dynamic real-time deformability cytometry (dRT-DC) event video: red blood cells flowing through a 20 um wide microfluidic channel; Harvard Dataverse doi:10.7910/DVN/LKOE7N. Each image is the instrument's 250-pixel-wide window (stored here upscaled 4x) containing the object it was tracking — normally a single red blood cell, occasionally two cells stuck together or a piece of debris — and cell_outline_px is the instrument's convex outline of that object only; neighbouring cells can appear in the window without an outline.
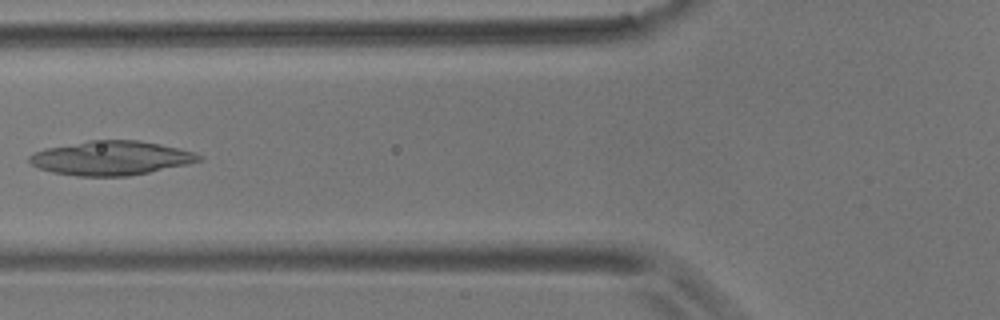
{"species": "common noctule bat (a hibernating species)", "species_latin": "Nyctalus noctula", "temperature_condition": "room temperature", "stored_images_in_passage": 7, "camera_frame_rate_fps": 3000, "um_per_image_px": 0.085, "animal": {"sex": "male", "body_mass_g": 17.9}, "frame": {"image": 1, "passage_image": 7, "time_ms": 7.0, "image_size_px": [1000, 320], "cell_outline_px": [[204, 156], [200, 160], [188, 164], [128, 176], [76, 176], [52, 172], [40, 168], [32, 164], [28, 160], [28, 156], [32, 152], [44, 148], [88, 140], [136, 140], [160, 144], [192, 152]], "centroid_in_image_um": [9.38, 13.43], "position_along_channel_um": 116.4, "area_um2": 33.64}}